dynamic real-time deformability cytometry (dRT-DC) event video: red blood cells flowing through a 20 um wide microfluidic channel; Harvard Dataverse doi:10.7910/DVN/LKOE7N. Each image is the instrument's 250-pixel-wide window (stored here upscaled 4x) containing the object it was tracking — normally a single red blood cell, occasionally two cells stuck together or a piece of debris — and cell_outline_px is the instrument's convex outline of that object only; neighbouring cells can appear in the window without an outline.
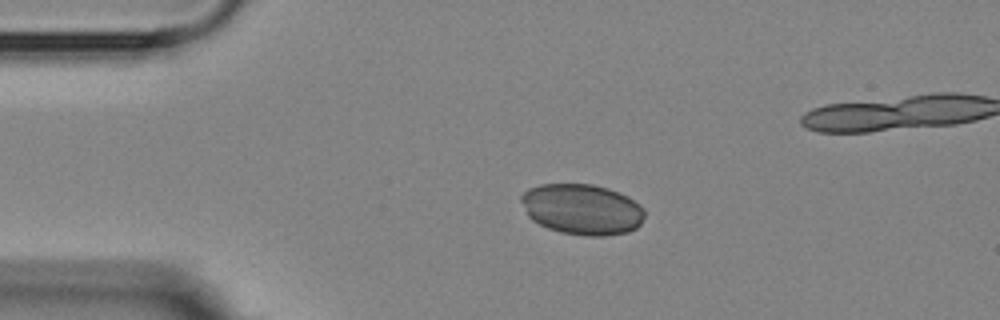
{"species": "Egyptian fruit bat (a non-hibernating species)", "species_latin": "Rousettus aegyptiacus", "temperature_condition": "room temperature", "stored_images_in_passage": 5, "camera_frame_rate_fps": 3000, "um_per_image_px": 0.085, "animal": {"sex": "female"}, "frame": {"image": 1, "passage_image": 3, "time_ms": 2.333, "image_size_px": [1000, 320], "cell_outline_px": [[644, 216], [640, 224], [636, 228], [628, 232], [604, 236], [584, 236], [560, 232], [548, 228], [532, 220], [528, 216], [520, 200], [520, 196], [528, 188], [540, 184], [592, 184], [608, 188], [628, 196], [640, 204], [644, 208]], "centroid_in_image_um": [49.48, 17.79], "position_along_channel_um": 35.5, "area_um2": 36.7}}